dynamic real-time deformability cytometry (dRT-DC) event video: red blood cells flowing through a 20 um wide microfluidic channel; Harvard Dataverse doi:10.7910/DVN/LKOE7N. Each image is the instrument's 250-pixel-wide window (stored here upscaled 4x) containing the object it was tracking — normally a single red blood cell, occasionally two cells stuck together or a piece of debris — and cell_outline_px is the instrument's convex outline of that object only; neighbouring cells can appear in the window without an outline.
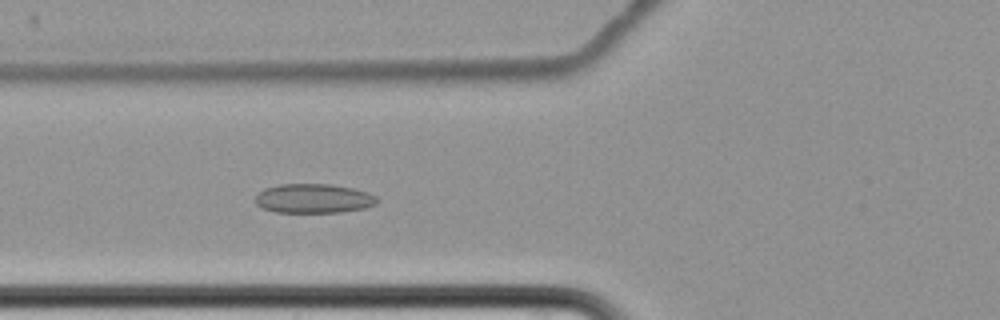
{"species": "common noctule bat (a hibernating species)", "species_latin": "Nyctalus noctula", "temperature_condition": "cold", "stored_images_in_passage": 8, "camera_frame_rate_fps": 3000, "um_per_image_px": 0.085, "animal": {"sex": "female", "body_mass_g": 22.7, "forearm_length_mm": 54.2}, "frame": {"image": 1, "passage_image": 8, "time_ms": 9.333, "image_size_px": [1000, 320], "cell_outline_px": [[380, 200], [376, 204], [364, 208], [340, 212], [276, 212], [260, 208], [256, 204], [256, 196], [264, 188], [280, 184], [332, 184], [352, 188], [368, 192], [376, 196]], "centroid_in_image_um": [26.66, 16.87], "position_along_channel_um": 99.1, "area_um2": 20.87}}